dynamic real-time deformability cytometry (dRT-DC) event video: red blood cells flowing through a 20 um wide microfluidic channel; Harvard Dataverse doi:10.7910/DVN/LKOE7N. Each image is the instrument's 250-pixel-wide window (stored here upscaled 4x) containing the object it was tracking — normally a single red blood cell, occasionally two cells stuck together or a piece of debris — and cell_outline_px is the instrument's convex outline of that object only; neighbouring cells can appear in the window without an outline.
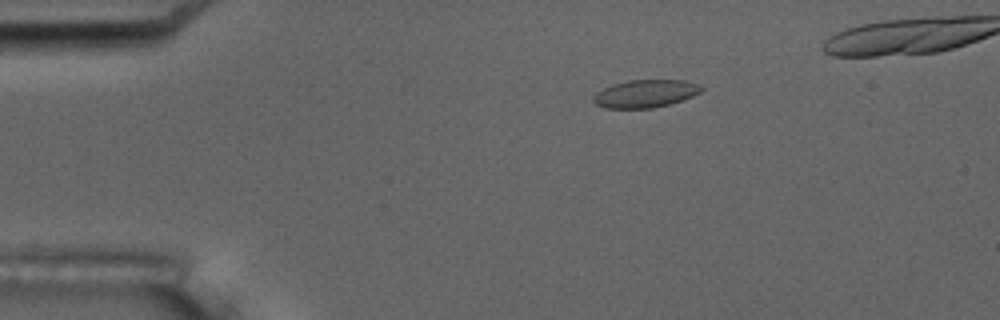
{"species": "common noctule bat (a hibernating species)", "species_latin": "Nyctalus noctula", "temperature_condition": "room temperature", "stored_images_in_passage": 6, "camera_frame_rate_fps": 3000, "um_per_image_px": 0.085, "animal": {"sex": "male", "body_mass_g": 17.5, "forearm_length_mm": 52.3}, "frame": {"image": 1, "passage_image": 3, "time_ms": 2.333, "image_size_px": [1000, 320], "cell_outline_px": [[704, 88], [700, 92], [692, 96], [668, 104], [652, 108], [604, 108], [596, 104], [592, 100], [592, 96], [596, 92], [612, 84], [628, 80], [684, 80], [700, 84]], "centroid_in_image_um": [54.83, 7.95], "position_along_channel_um": 30.2, "area_um2": 17.46}}